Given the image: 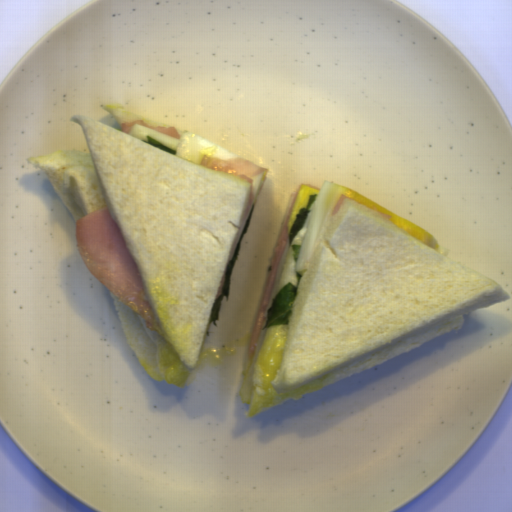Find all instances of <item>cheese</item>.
I'll use <instances>...</instances> for the list:
<instances>
[{
    "mask_svg": "<svg viewBox=\"0 0 512 512\" xmlns=\"http://www.w3.org/2000/svg\"><path fill=\"white\" fill-rule=\"evenodd\" d=\"M320 192L321 191L311 188L307 185H302L300 187V189L295 197L292 209H291L290 220L288 223L289 235L291 232V228L296 220V215H298L300 213L301 208H306L310 195H318L319 196Z\"/></svg>",
    "mask_w": 512,
    "mask_h": 512,
    "instance_id": "cheese-1",
    "label": "cheese"
}]
</instances>
